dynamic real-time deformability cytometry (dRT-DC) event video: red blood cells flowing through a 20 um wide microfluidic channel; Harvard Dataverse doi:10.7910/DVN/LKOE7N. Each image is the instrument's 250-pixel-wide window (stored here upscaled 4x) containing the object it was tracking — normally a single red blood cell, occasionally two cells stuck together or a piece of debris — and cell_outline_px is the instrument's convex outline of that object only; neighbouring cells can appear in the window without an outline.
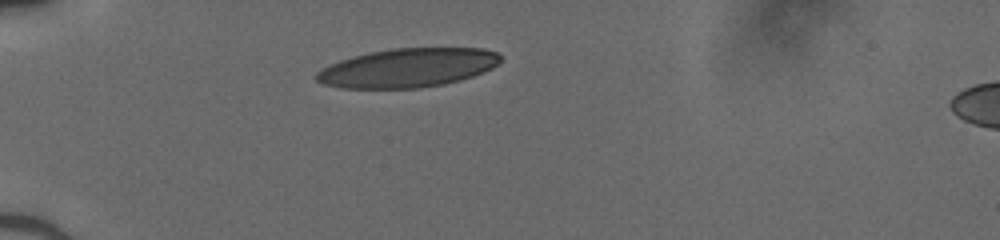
{"species": "human", "species_latin": "Homo sapiens", "temperature_condition": "cold", "stored_images_in_passage": 29, "camera_frame_rate_fps": 3000, "um_per_image_px": 0.085, "donor": {"sex": "male"}, "frame": {"image": 1, "passage_image": 1, "time_ms": 0.0, "image_size_px": [1000, 240], "cell_outline_px": [[500, 60], [492, 68], [484, 72], [460, 80], [444, 84], [420, 88], [340, 88], [324, 84], [316, 80], [316, 72], [340, 60], [372, 52], [392, 48], [484, 48], [496, 52], [500, 56]], "centroid_in_image_um": [34.68, 5.77], "position_along_channel_um": 50.3, "area_um2": 41.44}}
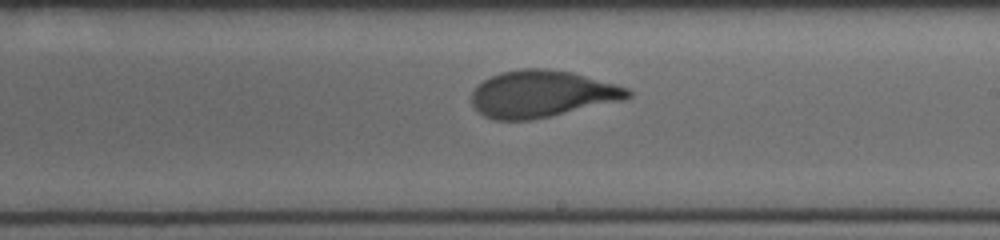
{"frame": {"image": 2, "passage_image": 17, "time_ms": 5.333, "image_size_px": [1000, 240], "cell_outline_px": [[632, 96], [620, 100], [552, 116], [532, 120], [492, 120], [484, 116], [472, 104], [472, 92], [476, 84], [492, 76], [504, 72], [524, 68], [548, 68], [572, 72], [628, 88], [632, 92]], "centroid_in_image_um": [46.02, 7.99], "position_along_channel_um": 243.0, "area_um2": 42.43}}
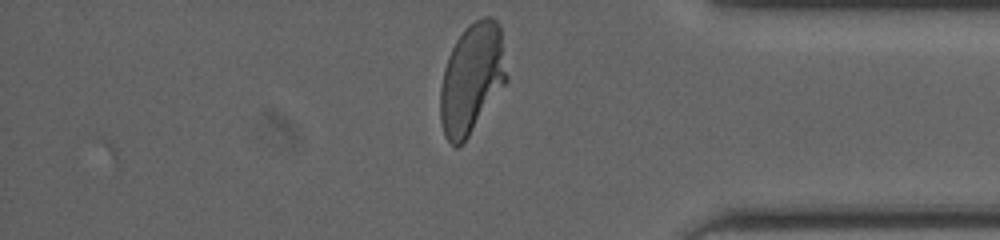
{"frame": {"image": 3, "passage_image": 29, "time_ms": 9.333, "image_size_px": [1000, 240], "cell_outline_px": [[508, 80], [468, 136], [456, 148], [444, 136], [440, 120], [440, 88], [444, 68], [448, 56], [456, 40], [464, 28], [468, 24], [484, 16], [492, 16], [500, 24], [508, 76]], "centroid_in_image_um": [40.11, 6.63], "position_along_channel_um": 395.1, "area_um2": 42.71}}